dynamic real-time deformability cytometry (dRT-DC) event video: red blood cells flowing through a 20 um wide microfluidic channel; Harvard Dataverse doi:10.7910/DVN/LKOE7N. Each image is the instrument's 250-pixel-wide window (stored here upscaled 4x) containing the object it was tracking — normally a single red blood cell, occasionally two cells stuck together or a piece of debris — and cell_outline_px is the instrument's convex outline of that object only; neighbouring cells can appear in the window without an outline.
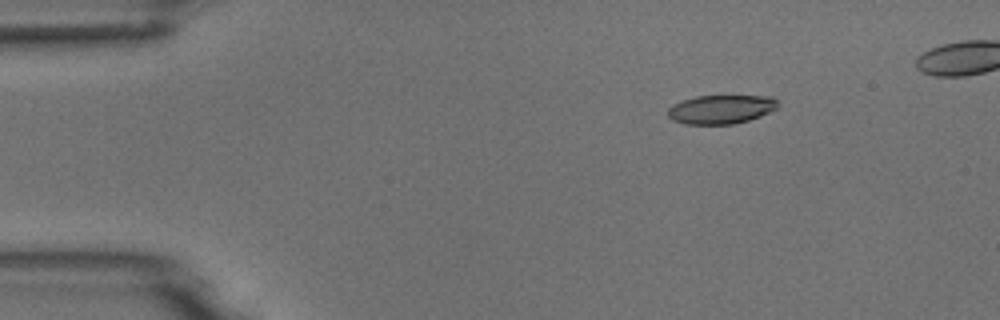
{"species": "common noctule bat (a hibernating species)", "species_latin": "Nyctalus noctula", "temperature_condition": "room temperature", "stored_images_in_passage": 4, "camera_frame_rate_fps": 3000, "um_per_image_px": 0.085, "animal": {"sex": "male", "body_mass_g": 18.8}, "frame": {"image": 1, "passage_image": 1, "time_ms": 0.0, "image_size_px": [1000, 320], "cell_outline_px": [[780, 104], [776, 108], [760, 116], [736, 124], [684, 124], [672, 120], [668, 116], [668, 108], [672, 104], [680, 100], [696, 96], [772, 96]], "centroid_in_image_um": [61.25, 9.29], "position_along_channel_um": 23.7, "area_um2": 18.61}}